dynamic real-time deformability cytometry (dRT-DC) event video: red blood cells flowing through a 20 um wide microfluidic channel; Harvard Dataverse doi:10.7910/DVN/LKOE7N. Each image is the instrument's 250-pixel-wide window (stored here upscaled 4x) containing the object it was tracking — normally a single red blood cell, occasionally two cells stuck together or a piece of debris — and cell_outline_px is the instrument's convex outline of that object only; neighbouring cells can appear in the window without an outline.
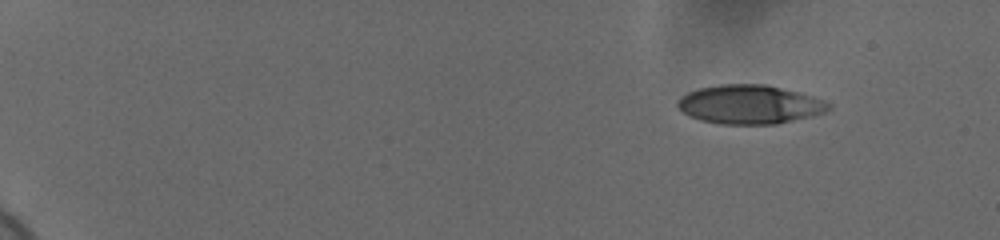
{"species": "human", "species_latin": "Homo sapiens", "temperature_condition": "cold", "stored_images_in_passage": 43, "camera_frame_rate_fps": 3000, "um_per_image_px": 0.085, "donor": {"sex": "female"}, "frame": {"image": 1, "passage_image": 1, "time_ms": 0.0, "image_size_px": [1000, 240], "cell_outline_px": [[832, 108], [824, 112], [776, 124], [720, 124], [700, 120], [684, 112], [676, 104], [676, 100], [680, 96], [688, 92], [700, 88], [720, 84], [764, 84], [800, 92], [824, 100], [832, 104]], "centroid_in_image_um": [63.71, 8.87], "position_along_channel_um": 21.3, "area_um2": 34.1}}
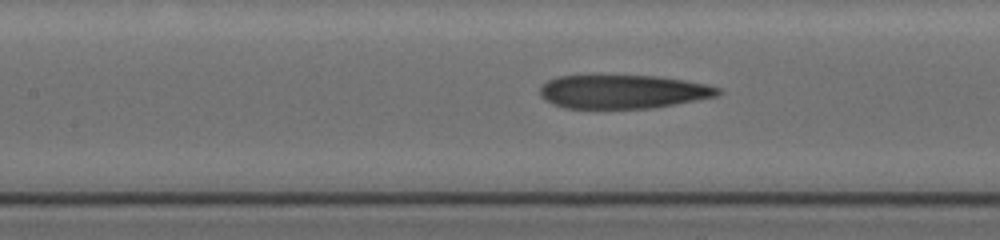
{"frame": {"image": 2, "passage_image": 24, "time_ms": 7.667, "image_size_px": [1000, 240], "cell_outline_px": [[724, 92], [716, 96], [652, 108], [564, 108], [552, 104], [544, 100], [540, 96], [540, 88], [548, 80], [556, 76], [656, 76], [684, 80], [708, 84], [720, 88]], "centroid_in_image_um": [52.94, 7.79], "position_along_channel_um": 154.5, "area_um2": 34.85}}
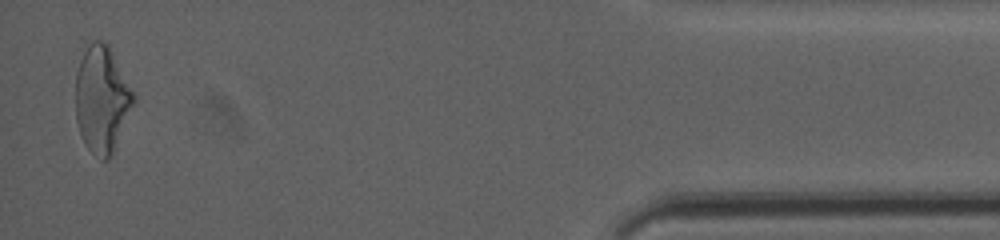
{"frame": {"image": 3, "passage_image": 43, "time_ms": 14.0, "image_size_px": [1000, 240], "cell_outline_px": [[136, 100], [112, 152], [108, 160], [100, 160], [84, 144], [76, 120], [76, 72], [84, 40], [104, 40], [108, 44], [136, 96]], "centroid_in_image_um": [8.63, 8.35], "position_along_channel_um": 426.6, "area_um2": 36.41}, "authors_computed_cell_mechanics": {"area_um2": 35.4314, "velocity_mm_per_s": 3.7297, "shape_relaxation_time_tau1_ms": null, "shape_relaxation_time_tau2_ms": 2.8467, "deformation_change_tau1": null, "deformation_change_tau2": 0.1643}}